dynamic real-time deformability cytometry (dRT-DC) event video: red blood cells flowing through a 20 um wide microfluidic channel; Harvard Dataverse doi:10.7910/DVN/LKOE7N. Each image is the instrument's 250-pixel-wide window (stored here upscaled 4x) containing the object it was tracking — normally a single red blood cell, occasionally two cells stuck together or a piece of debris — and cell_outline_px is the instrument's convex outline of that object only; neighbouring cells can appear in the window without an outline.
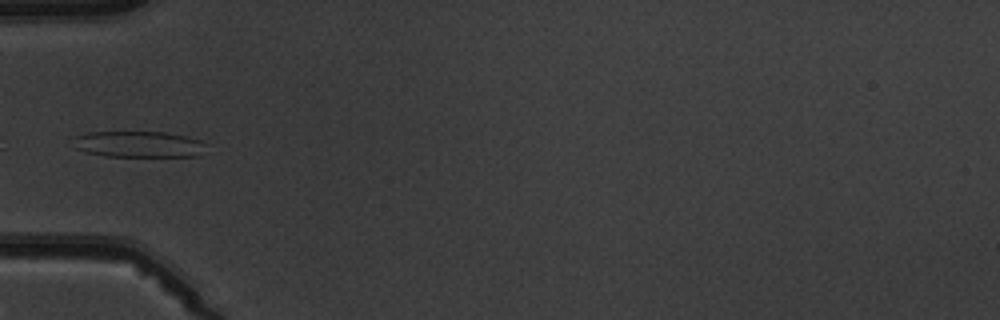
{"species": "common noctule bat (a hibernating species)", "species_latin": "Nyctalus noctula", "temperature_condition": "warm", "stored_images_in_passage": 7, "camera_frame_rate_fps": 3000, "um_per_image_px": 0.085, "animal": {"sex": "male", "body_mass_g": 19.5, "forearm_length_mm": 54.6}, "frame": {"image": 1, "passage_image": 5, "time_ms": 4.667, "image_size_px": [1000, 320], "cell_outline_px": [[204, 144], [200, 156], [104, 156], [84, 152], [76, 148], [76, 136], [88, 132], [168, 132], [188, 136], [200, 140]], "centroid_in_image_um": [11.8, 12.26], "position_along_channel_um": 73.2, "area_um2": 20.11}}